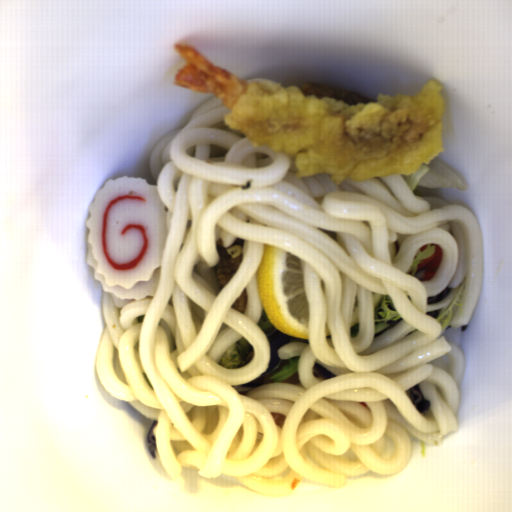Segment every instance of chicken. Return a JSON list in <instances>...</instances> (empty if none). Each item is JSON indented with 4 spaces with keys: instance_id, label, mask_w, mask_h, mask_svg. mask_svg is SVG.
Returning a JSON list of instances; mask_svg holds the SVG:
<instances>
[{
    "instance_id": "chicken-1",
    "label": "chicken",
    "mask_w": 512,
    "mask_h": 512,
    "mask_svg": "<svg viewBox=\"0 0 512 512\" xmlns=\"http://www.w3.org/2000/svg\"><path fill=\"white\" fill-rule=\"evenodd\" d=\"M245 244L246 240L241 237H237L230 246H224L221 238L216 240L215 247L219 262L213 269L217 286L222 290L240 268L244 260Z\"/></svg>"
}]
</instances>
